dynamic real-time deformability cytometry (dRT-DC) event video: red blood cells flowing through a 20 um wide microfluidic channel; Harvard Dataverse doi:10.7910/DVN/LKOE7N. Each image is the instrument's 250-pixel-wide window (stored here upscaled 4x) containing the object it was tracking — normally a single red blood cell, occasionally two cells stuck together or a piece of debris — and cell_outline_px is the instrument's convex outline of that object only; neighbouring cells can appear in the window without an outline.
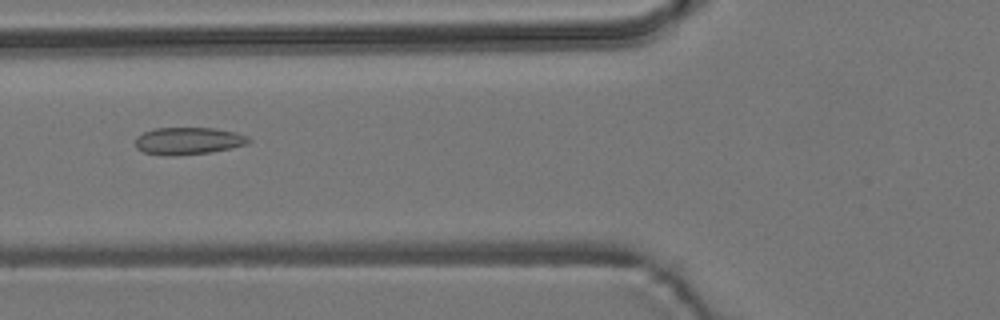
{"species": "common noctule bat (a hibernating species)", "species_latin": "Nyctalus noctula", "temperature_condition": "room temperature", "stored_images_in_passage": 8, "camera_frame_rate_fps": 3000, "um_per_image_px": 0.085, "animal": {"sex": "male", "body_mass_g": 19.2, "forearm_length_mm": 51.8}, "frame": {"image": 1, "passage_image": 5, "time_ms": 4.667, "image_size_px": [1000, 320], "cell_outline_px": [[252, 140], [248, 144], [232, 148], [212, 152], [172, 156], [160, 156], [144, 152], [136, 148], [136, 136], [144, 132], [156, 128], [212, 128], [236, 132], [248, 136]], "centroid_in_image_um": [16.02, 11.99], "position_along_channel_um": 109.8, "area_um2": 18.21}}
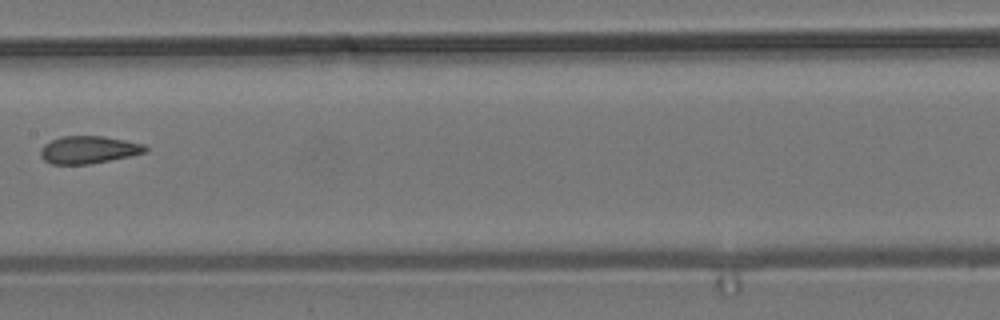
{"frame": {"image": 2, "passage_image": 7, "time_ms": 7.0, "image_size_px": [1000, 320], "cell_outline_px": [[148, 152], [88, 164], [52, 164], [44, 160], [40, 156], [40, 148], [44, 144], [60, 136], [104, 136], [144, 144], [148, 148]], "centroid_in_image_um": [7.51, 12.72], "position_along_channel_um": 199.9, "area_um2": 16.76}}
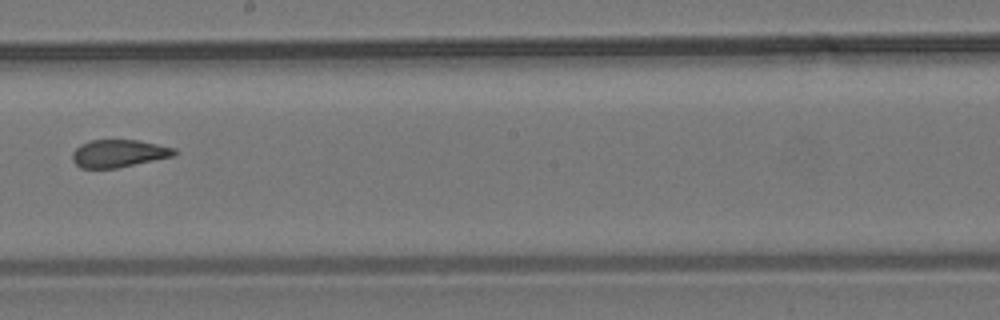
{"frame": {"image": 3, "passage_image": 8, "time_ms": 8.0, "image_size_px": [1000, 320], "cell_outline_px": [[180, 152], [176, 156], [116, 168], [80, 168], [72, 160], [72, 152], [80, 144], [92, 140], [140, 140], [176, 148]], "centroid_in_image_um": [10.14, 13.04], "position_along_channel_um": 238.1, "area_um2": 16.65}}